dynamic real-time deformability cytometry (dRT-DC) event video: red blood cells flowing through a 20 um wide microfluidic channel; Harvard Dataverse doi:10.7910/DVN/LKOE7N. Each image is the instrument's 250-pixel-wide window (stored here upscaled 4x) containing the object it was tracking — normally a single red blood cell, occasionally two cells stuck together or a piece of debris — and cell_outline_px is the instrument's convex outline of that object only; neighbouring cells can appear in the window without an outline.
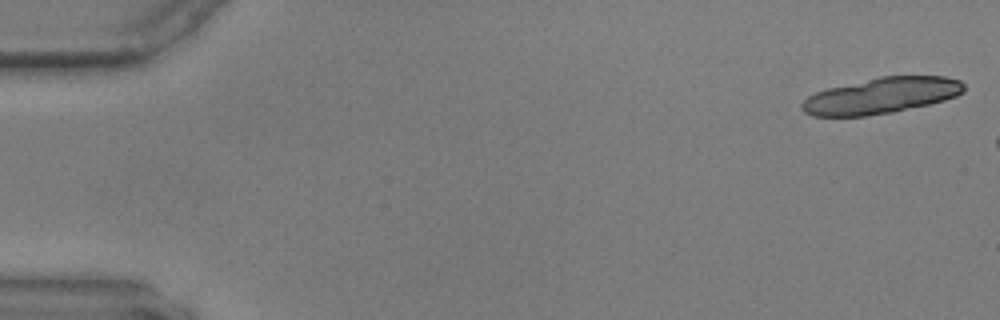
{"species": "common noctule bat (a hibernating species)", "species_latin": "Nyctalus noctula", "temperature_condition": "warm", "stored_images_in_passage": 7, "camera_frame_rate_fps": 3000, "um_per_image_px": 0.085, "animal": {"sex": "male", "body_mass_g": 17.9, "forearm_length_mm": 54.2}, "frame": {"image": 1, "passage_image": 1, "time_ms": 0.0, "image_size_px": [1000, 320], "cell_outline_px": [[964, 92], [956, 96], [944, 100], [928, 104], [892, 112], [868, 116], [812, 116], [804, 112], [800, 108], [800, 104], [808, 96], [816, 92], [828, 88], [880, 76], [944, 76], [960, 80], [964, 84]], "centroid_in_image_um": [74.9, 8.13], "position_along_channel_um": 10.1, "area_um2": 33.93}}